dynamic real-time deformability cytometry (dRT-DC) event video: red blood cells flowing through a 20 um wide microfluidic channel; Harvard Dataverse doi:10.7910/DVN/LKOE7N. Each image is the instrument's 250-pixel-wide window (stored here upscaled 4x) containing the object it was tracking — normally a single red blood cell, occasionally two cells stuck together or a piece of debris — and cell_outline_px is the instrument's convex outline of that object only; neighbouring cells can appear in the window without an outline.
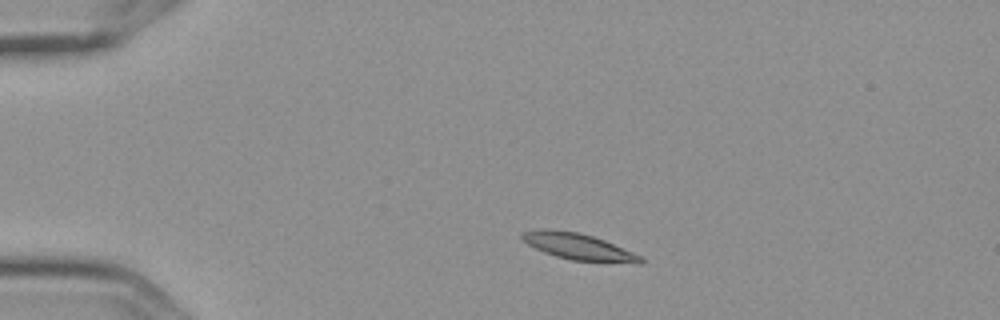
{"species": "Egyptian fruit bat (a non-hibernating species)", "species_latin": "Rousettus aegyptiacus", "temperature_condition": "cold", "stored_images_in_passage": 13, "camera_frame_rate_fps": 3000, "um_per_image_px": 0.085, "frame": {"image": 1, "passage_image": 1, "time_ms": 0.0, "image_size_px": [1000, 320], "cell_outline_px": [[644, 264], [640, 264], [572, 260], [556, 256], [544, 252], [528, 244], [520, 236], [524, 232], [580, 232], [604, 240], [632, 252], [640, 256], [644, 260]], "centroid_in_image_um": [49.31, 21.03], "position_along_channel_um": 35.7, "area_um2": 17.28}}
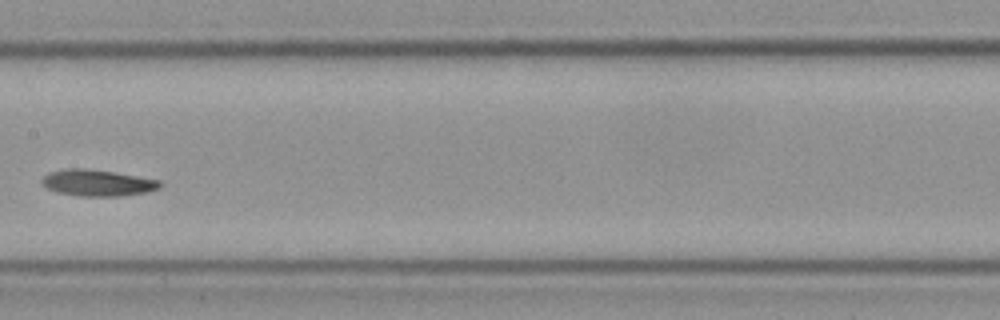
{"frame": {"image": 2, "passage_image": 6, "time_ms": 1.667, "image_size_px": [1000, 320], "cell_outline_px": [[160, 188], [148, 192], [120, 196], [80, 196], [56, 192], [40, 184], [40, 180], [48, 172], [68, 168], [88, 168], [160, 180]], "centroid_in_image_um": [8.24, 15.54], "position_along_channel_um": 199.2, "area_um2": 18.21}}
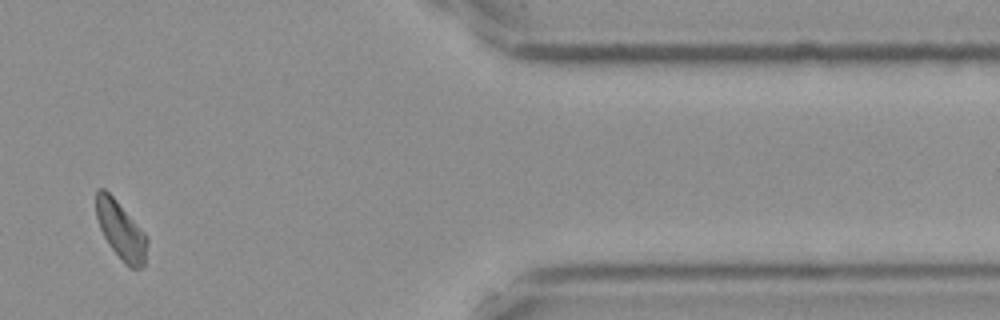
{"frame": {"image": 3, "passage_image": 11, "time_ms": 3.333, "image_size_px": [1000, 320], "cell_outline_px": [[148, 240], [144, 264], [140, 268], [128, 268], [112, 248], [104, 236], [100, 228], [96, 216], [96, 192], [100, 188], [104, 188], [116, 200], [148, 236]], "centroid_in_image_um": [10.28, 19.59], "position_along_channel_um": 401.1, "area_um2": 16.99}}